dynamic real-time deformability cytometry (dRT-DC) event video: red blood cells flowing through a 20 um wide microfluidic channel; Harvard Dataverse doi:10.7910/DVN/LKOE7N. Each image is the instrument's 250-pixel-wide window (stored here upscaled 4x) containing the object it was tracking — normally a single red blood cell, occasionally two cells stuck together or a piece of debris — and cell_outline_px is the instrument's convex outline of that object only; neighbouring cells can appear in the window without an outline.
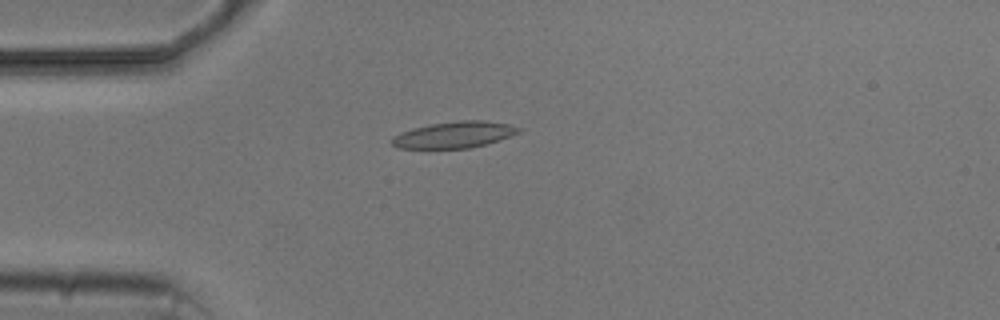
{"species": "common noctule bat (a hibernating species)", "species_latin": "Nyctalus noctula", "temperature_condition": "cold", "stored_images_in_passage": 2, "camera_frame_rate_fps": 3000, "um_per_image_px": 0.085, "animal": {"sex": "male", "body_mass_g": 20.5, "forearm_length_mm": 52.5}, "frame": {"image": 1, "passage_image": 2, "time_ms": 1.333, "image_size_px": [1000, 320], "cell_outline_px": [[524, 128], [520, 132], [484, 144], [468, 148], [396, 148], [392, 144], [392, 136], [400, 132], [412, 128], [432, 124], [460, 120], [484, 120], [508, 124]], "centroid_in_image_um": [38.58, 11.44], "position_along_channel_um": 46.4, "area_um2": 19.31}}